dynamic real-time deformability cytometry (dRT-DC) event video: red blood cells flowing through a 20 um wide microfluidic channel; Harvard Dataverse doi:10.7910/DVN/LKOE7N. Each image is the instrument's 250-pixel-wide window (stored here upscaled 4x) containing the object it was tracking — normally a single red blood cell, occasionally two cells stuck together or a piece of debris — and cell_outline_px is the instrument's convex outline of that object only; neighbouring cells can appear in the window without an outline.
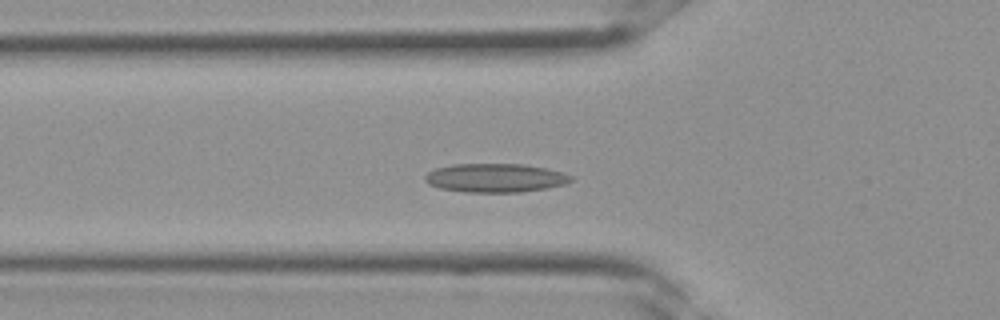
{"species": "Egyptian fruit bat (a non-hibernating species)", "species_latin": "Rousettus aegyptiacus", "temperature_condition": "room temperature", "stored_images_in_passage": 34, "camera_frame_rate_fps": 3000, "um_per_image_px": 0.085, "frame": {"image": 1, "passage_image": 11, "time_ms": 3.333, "image_size_px": [1000, 320], "cell_outline_px": [[572, 180], [564, 184], [548, 188], [520, 192], [464, 192], [440, 188], [428, 184], [424, 180], [424, 176], [428, 172], [436, 168], [452, 164], [524, 164], [544, 168], [560, 172], [572, 176]], "centroid_in_image_um": [42.06, 15.12], "position_along_channel_um": 83.7, "area_um2": 24.39}}
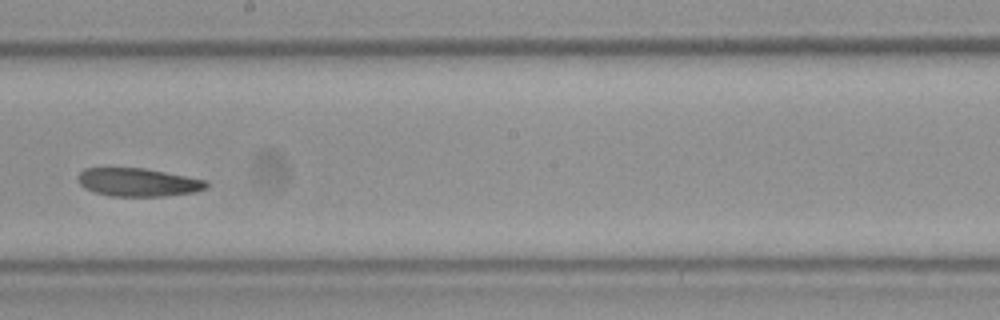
{"frame": {"image": 2, "passage_image": 19, "time_ms": 6.0, "image_size_px": [1000, 320], "cell_outline_px": [[208, 188], [196, 192], [164, 196], [108, 196], [84, 188], [76, 180], [76, 176], [84, 168], [144, 168], [208, 180]], "centroid_in_image_um": [11.74, 15.49], "position_along_channel_um": 236.5, "area_um2": 21.33}}
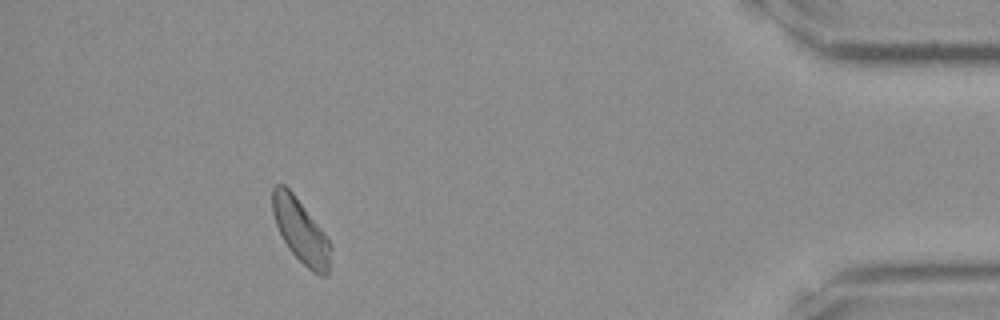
{"frame": {"image": 3, "passage_image": 31, "time_ms": 10.0, "image_size_px": [1000, 320], "cell_outline_px": [[332, 248], [328, 272], [324, 276], [320, 276], [312, 272], [288, 248], [276, 224], [272, 212], [272, 188], [276, 184], [284, 184], [292, 192], [324, 232], [332, 244]], "centroid_in_image_um": [25.57, 19.63], "position_along_channel_um": 409.6, "area_um2": 21.44}}